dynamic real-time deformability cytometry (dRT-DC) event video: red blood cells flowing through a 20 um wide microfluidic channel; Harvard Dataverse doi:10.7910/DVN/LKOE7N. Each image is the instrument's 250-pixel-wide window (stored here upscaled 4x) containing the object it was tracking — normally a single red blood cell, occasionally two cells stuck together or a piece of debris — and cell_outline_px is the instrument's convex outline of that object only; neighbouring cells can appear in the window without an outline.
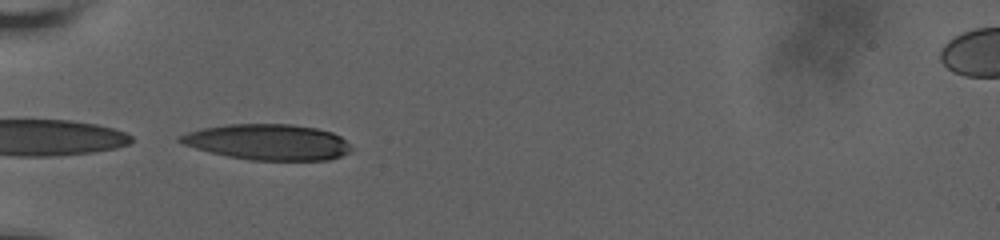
{"species": "human", "species_latin": "Homo sapiens", "temperature_condition": "room temperature", "stored_images_in_passage": 37, "camera_frame_rate_fps": 3000, "um_per_image_px": 0.085, "donor": {"sex": "male"}, "frame": {"image": 1, "passage_image": 1, "time_ms": 0.0, "image_size_px": [1000, 240], "cell_outline_px": [[352, 148], [348, 152], [340, 156], [328, 160], [252, 160], [228, 156], [196, 148], [184, 144], [176, 140], [176, 136], [188, 132], [204, 128], [224, 124], [292, 124], [316, 128], [332, 132], [340, 136]], "centroid_in_image_um": [22.75, 12.07], "position_along_channel_um": 62.2, "area_um2": 35.49}}
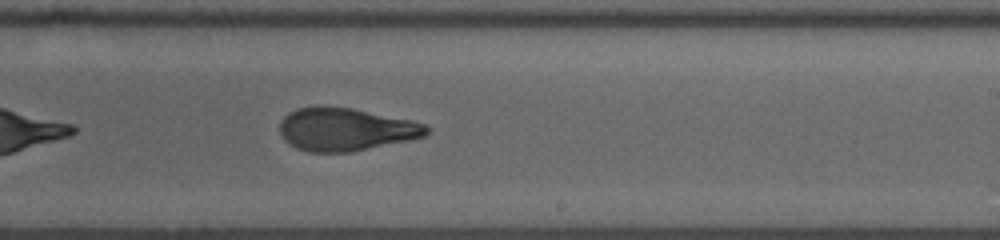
{"frame": {"image": 2, "passage_image": 19, "time_ms": 5.667, "image_size_px": [1000, 240], "cell_outline_px": [[428, 132], [424, 136], [408, 140], [348, 152], [308, 152], [296, 148], [288, 144], [284, 140], [280, 132], [280, 120], [288, 112], [296, 108], [316, 104], [352, 108], [412, 120], [424, 124], [428, 128]], "centroid_in_image_um": [29.3, 10.97], "position_along_channel_um": 259.7, "area_um2": 36.93}}
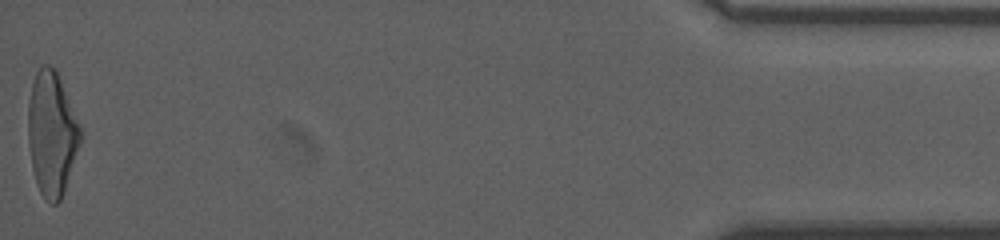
{"frame": {"image": 3, "passage_image": 37, "time_ms": 12.667, "image_size_px": [1000, 240], "cell_outline_px": [[80, 144], [60, 200], [56, 204], [52, 204], [40, 192], [36, 184], [32, 168], [28, 140], [28, 104], [32, 84], [36, 72], [40, 64], [48, 64], [56, 68], [80, 124]], "centroid_in_image_um": [4.39, 11.3], "position_along_channel_um": 430.8, "area_um2": 37.63}, "authors_computed_cell_mechanics": {"area_um2": 37.1076, "velocity_mm_per_s": 3.6561, "shape_relaxation_time_tau1_ms": 5.8355, "shape_relaxation_time_tau2_ms": 1.8483, "deformation_change_tau1": 0.2037, "deformation_change_tau2": 0.0971}}